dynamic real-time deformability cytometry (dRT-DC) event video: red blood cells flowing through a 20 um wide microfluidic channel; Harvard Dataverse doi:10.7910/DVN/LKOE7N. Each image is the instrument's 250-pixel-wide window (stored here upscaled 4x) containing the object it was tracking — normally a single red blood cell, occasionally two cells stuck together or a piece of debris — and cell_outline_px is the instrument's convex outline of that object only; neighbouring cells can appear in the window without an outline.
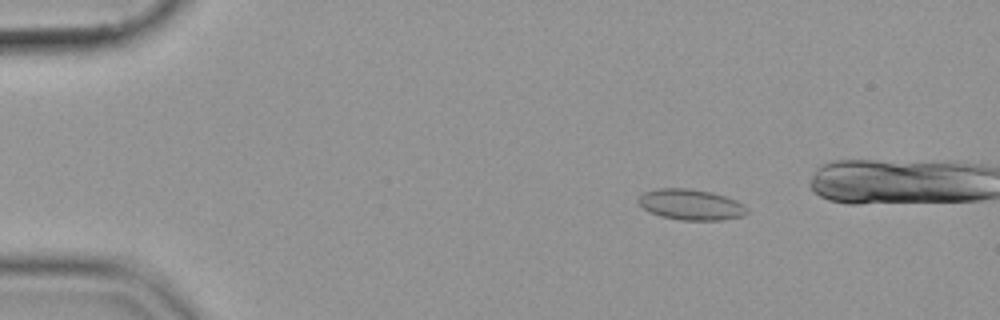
{"species": "common noctule bat (a hibernating species)", "species_latin": "Nyctalus noctula", "temperature_condition": "cold", "stored_images_in_passage": 50, "camera_frame_rate_fps": 3000, "um_per_image_px": 0.085, "animal": {"sex": "female", "body_mass_g": 19.9}, "frame": {"image": 1, "passage_image": 10, "time_ms": 3.0, "image_size_px": [1000, 320], "cell_outline_px": [[748, 212], [744, 216], [724, 220], [680, 220], [660, 216], [644, 208], [636, 200], [644, 192], [656, 188], [688, 188], [712, 192], [736, 200], [744, 204]], "centroid_in_image_um": [58.74, 17.39], "position_along_channel_um": 26.3, "area_um2": 19.54}}
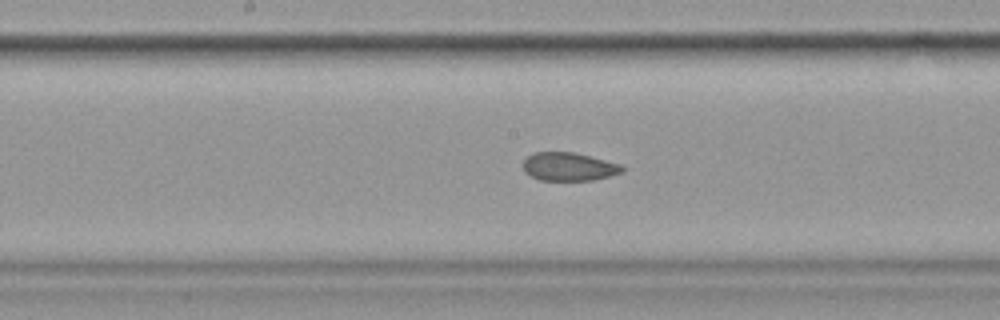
{"frame": {"image": 2, "passage_image": 30, "time_ms": 9.667, "image_size_px": [1000, 320], "cell_outline_px": [[624, 172], [592, 180], [540, 180], [524, 172], [524, 160], [528, 156], [536, 152], [572, 152], [620, 164], [624, 168]], "centroid_in_image_um": [48.34, 14.17], "position_along_channel_um": 199.9, "area_um2": 16.07}}
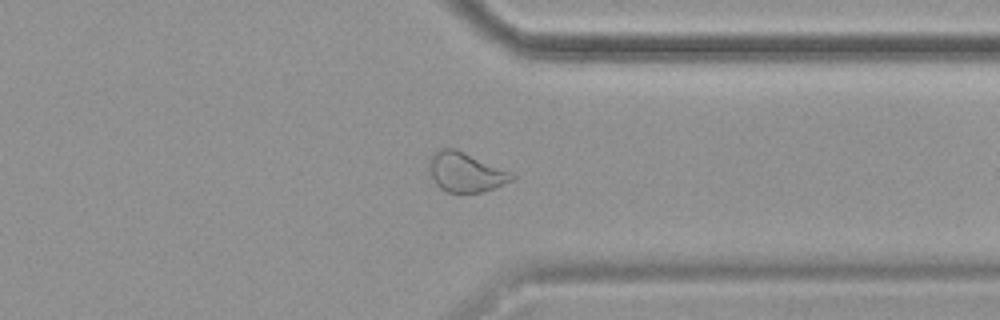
{"frame": {"image": 3, "passage_image": 44, "time_ms": 14.333, "image_size_px": [1000, 320], "cell_outline_px": [[516, 176], [512, 180], [496, 188], [484, 192], [448, 192], [440, 188], [436, 184], [432, 176], [432, 152], [440, 148], [456, 148], [508, 172]], "centroid_in_image_um": [39.59, 14.64], "position_along_channel_um": 371.8, "area_um2": 18.44}}